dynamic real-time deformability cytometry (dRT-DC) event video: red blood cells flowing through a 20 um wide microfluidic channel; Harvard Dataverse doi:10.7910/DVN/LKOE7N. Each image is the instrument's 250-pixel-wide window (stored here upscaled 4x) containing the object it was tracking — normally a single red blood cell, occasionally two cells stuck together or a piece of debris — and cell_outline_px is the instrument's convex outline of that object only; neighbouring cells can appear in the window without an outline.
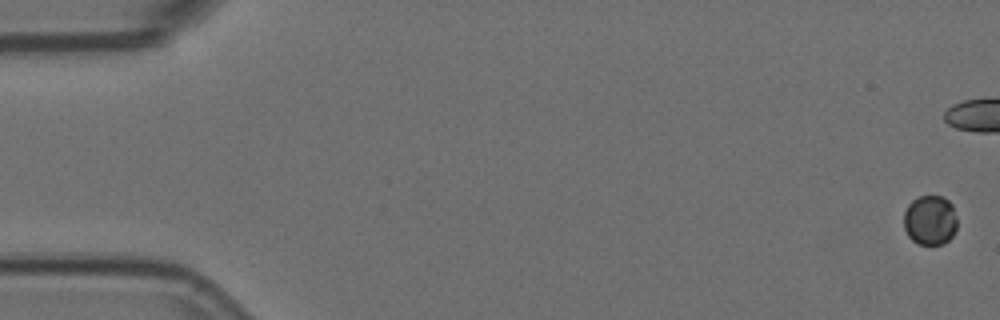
{"species": "Egyptian fruit bat (a non-hibernating species)", "species_latin": "Rousettus aegyptiacus", "temperature_condition": "room temperature", "stored_images_in_passage": 8, "camera_frame_rate_fps": 3000, "um_per_image_px": 0.085, "animal": {"sex": "female"}, "frame": {"image": 1, "passage_image": 1, "time_ms": 0.0, "image_size_px": [1000, 320], "cell_outline_px": [[956, 232], [944, 244], [916, 244], [908, 236], [904, 228], [904, 212], [908, 204], [912, 200], [920, 196], [940, 196], [948, 200], [952, 204], [956, 216]], "centroid_in_image_um": [79.05, 18.72], "position_along_channel_um": 5.9, "area_um2": 15.61}}
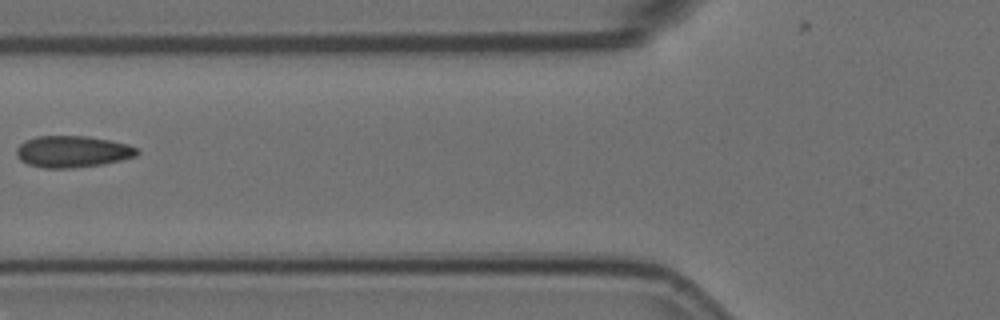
{"frame": {"image": 2, "passage_image": 8, "time_ms": 2.333, "image_size_px": [1000, 320], "cell_outline_px": [[140, 152], [136, 156], [120, 160], [100, 164], [68, 168], [44, 168], [28, 164], [20, 160], [16, 156], [16, 148], [24, 140], [36, 136], [88, 136], [128, 144], [136, 148]], "centroid_in_image_um": [6.12, 12.87], "position_along_channel_um": 119.7, "area_um2": 22.14}}